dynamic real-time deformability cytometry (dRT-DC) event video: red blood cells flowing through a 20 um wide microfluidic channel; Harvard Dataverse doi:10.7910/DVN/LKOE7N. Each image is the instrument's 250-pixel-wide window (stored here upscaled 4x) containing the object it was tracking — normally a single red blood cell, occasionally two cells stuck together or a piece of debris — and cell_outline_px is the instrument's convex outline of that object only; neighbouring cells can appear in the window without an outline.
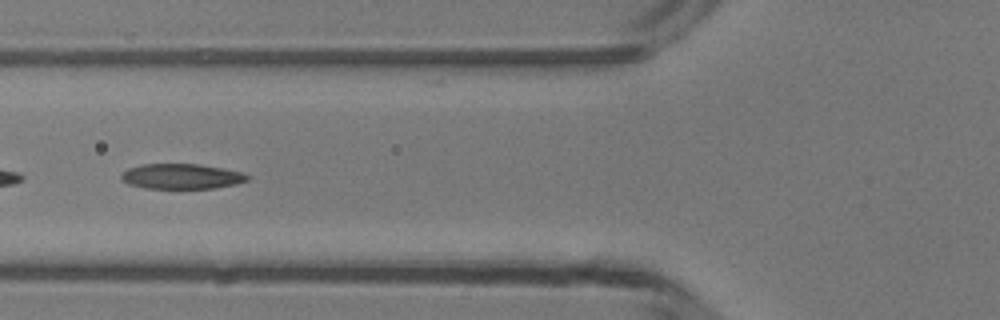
{"species": "common noctule bat (a hibernating species)", "species_latin": "Nyctalus noctula", "temperature_condition": "room temperature", "stored_images_in_passage": 10, "camera_frame_rate_fps": 3000, "um_per_image_px": 0.085, "animal": {"sex": "male", "body_mass_g": 13.3}, "frame": {"image": 1, "passage_image": 6, "time_ms": 1.667, "image_size_px": [1000, 320], "cell_outline_px": [[252, 176], [248, 180], [236, 184], [212, 188], [144, 188], [128, 184], [120, 180], [120, 176], [128, 168], [140, 164], [200, 164], [224, 168], [244, 172]], "centroid_in_image_um": [15.45, 14.98], "position_along_channel_um": 110.4, "area_um2": 18.73}}